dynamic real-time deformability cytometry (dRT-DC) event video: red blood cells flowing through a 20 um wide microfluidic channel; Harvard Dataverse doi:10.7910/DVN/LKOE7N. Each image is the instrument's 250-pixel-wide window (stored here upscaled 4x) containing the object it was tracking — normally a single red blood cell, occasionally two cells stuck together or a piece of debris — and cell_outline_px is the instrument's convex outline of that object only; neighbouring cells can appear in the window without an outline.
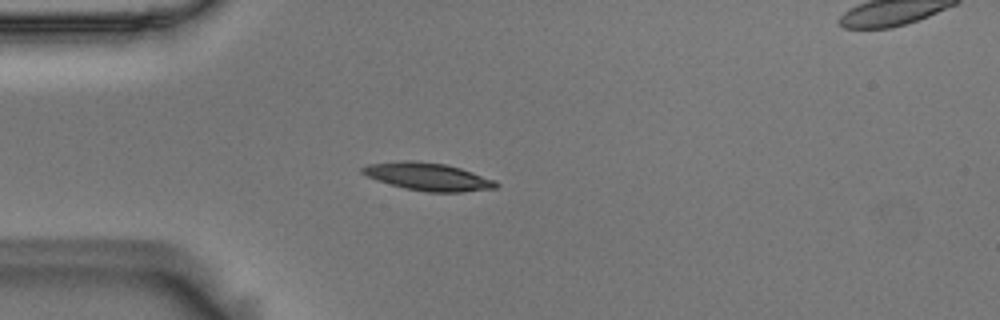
{"species": "Egyptian fruit bat (a non-hibernating species)", "species_latin": "Rousettus aegyptiacus", "temperature_condition": "room temperature", "stored_images_in_passage": 43, "camera_frame_rate_fps": 3000, "um_per_image_px": 0.085, "animal": {"sex": "male"}, "frame": {"image": 1, "passage_image": 2, "time_ms": 0.333, "image_size_px": [1000, 320], "cell_outline_px": [[500, 184], [496, 188], [460, 192], [428, 192], [404, 188], [376, 180], [360, 172], [360, 168], [368, 164], [404, 160], [412, 160], [444, 164], [460, 168], [472, 172], [492, 180]], "centroid_in_image_um": [36.33, 15.01], "position_along_channel_um": 48.7, "area_um2": 21.39}}
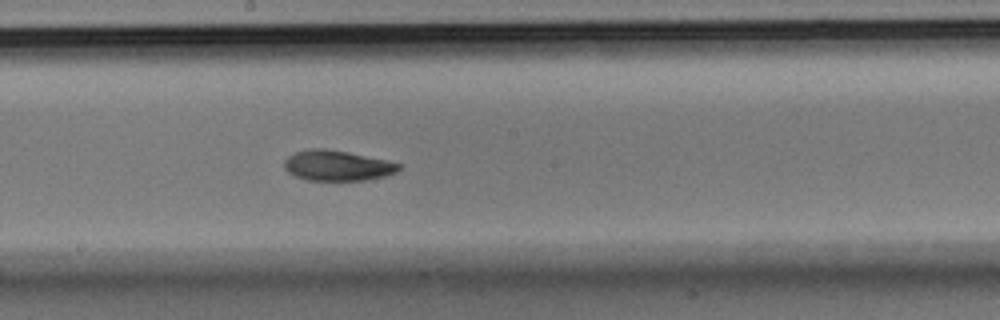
{"frame": {"image": 2, "passage_image": 17, "time_ms": 5.333, "image_size_px": [1000, 320], "cell_outline_px": [[400, 168], [396, 172], [384, 176], [364, 180], [308, 180], [296, 176], [288, 172], [284, 168], [284, 160], [288, 156], [296, 152], [312, 148], [324, 148], [348, 152], [384, 160], [400, 164]], "centroid_in_image_um": [28.63, 14.07], "position_along_channel_um": 219.6, "area_um2": 20.0}}
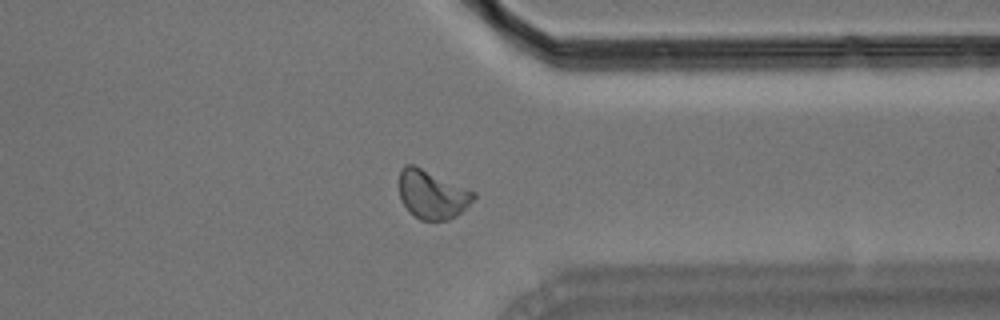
{"frame": {"image": 3, "passage_image": 30, "time_ms": 9.667, "image_size_px": [1000, 320], "cell_outline_px": [[476, 196], [456, 216], [448, 220], [420, 220], [400, 200], [400, 168], [404, 164], [412, 164], [468, 188], [476, 192]], "centroid_in_image_um": [36.73, 16.51], "position_along_channel_um": 374.7, "area_um2": 20.75}, "authors_computed_cell_mechanics": {"area_um2": 20.6924, "velocity_mm_per_s": 3.659, "shape_relaxation_time_tau1_ms": 2.9648, "shape_relaxation_time_tau2_ms": 3.597, "deformation_change_tau1": 0.1457, "deformation_change_tau2": 0.0888}}